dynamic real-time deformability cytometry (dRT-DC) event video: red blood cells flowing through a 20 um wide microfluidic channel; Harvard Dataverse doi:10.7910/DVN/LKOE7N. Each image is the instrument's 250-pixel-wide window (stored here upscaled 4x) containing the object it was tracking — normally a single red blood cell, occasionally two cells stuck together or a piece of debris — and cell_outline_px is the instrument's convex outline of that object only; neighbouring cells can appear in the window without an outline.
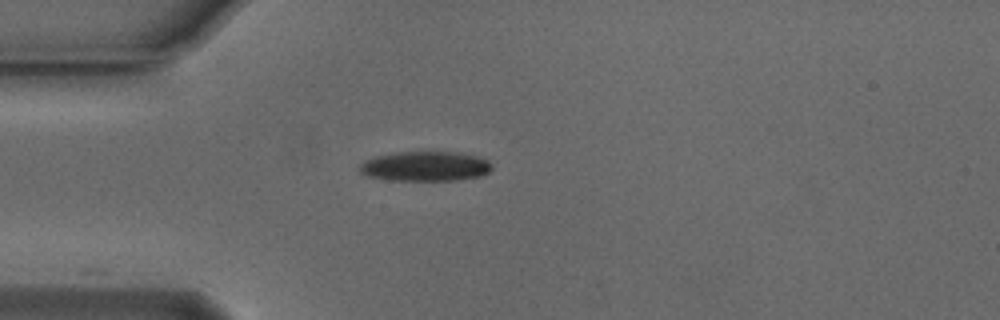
{"species": "Egyptian fruit bat (a non-hibernating species)", "species_latin": "Rousettus aegyptiacus", "temperature_condition": "cold", "stored_images_in_passage": 41, "camera_frame_rate_fps": 3000, "um_per_image_px": 0.085, "animal": {"sex": "male"}, "frame": {"image": 1, "passage_image": 1, "time_ms": 0.0, "image_size_px": [1000, 320], "cell_outline_px": [[492, 168], [488, 172], [480, 176], [460, 180], [388, 180], [368, 176], [360, 172], [360, 164], [364, 160], [376, 156], [400, 152], [460, 152], [476, 156], [488, 160], [492, 164]], "centroid_in_image_um": [36.17, 14.13], "position_along_channel_um": 48.8, "area_um2": 22.95}}
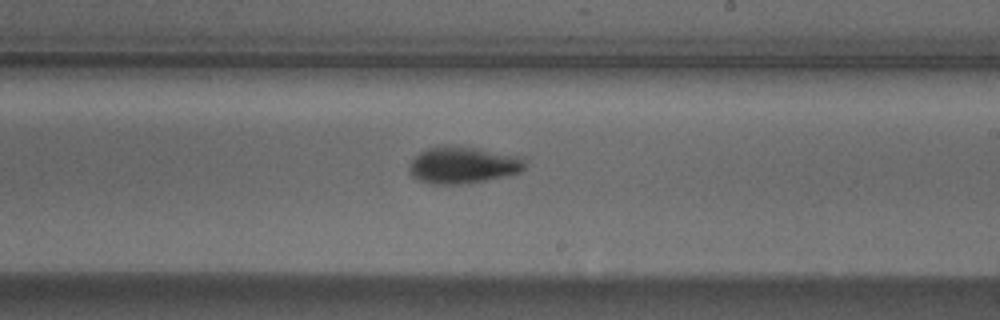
{"frame": {"image": 2, "passage_image": 18, "time_ms": 5.667, "image_size_px": [1000, 320], "cell_outline_px": [[524, 168], [520, 172], [504, 176], [484, 180], [460, 184], [428, 184], [412, 176], [408, 172], [408, 168], [412, 160], [420, 152], [428, 148], [440, 144], [448, 144], [476, 148], [524, 156]], "centroid_in_image_um": [39.32, 14.01], "position_along_channel_um": 249.7, "area_um2": 25.03}}
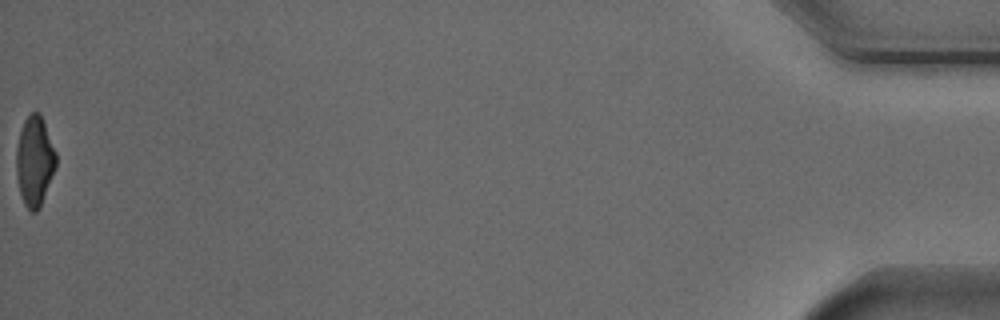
{"frame": {"image": 3, "passage_image": 41, "time_ms": 13.333, "image_size_px": [1000, 320], "cell_outline_px": [[56, 168], [40, 208], [36, 212], [32, 212], [24, 204], [20, 192], [16, 176], [16, 148], [20, 132], [24, 120], [32, 112], [40, 112], [56, 152]], "centroid_in_image_um": [2.95, 13.71], "position_along_channel_um": 432.3, "area_um2": 20.87}, "authors_computed_cell_mechanics": {"area_um2": 23.1778, "velocity_mm_per_s": 3.7692, "shape_relaxation_time_tau1_ms": 3.0116, "shape_relaxation_time_tau2_ms": null, "deformation_change_tau1": 0.1528, "deformation_change_tau2": null}}